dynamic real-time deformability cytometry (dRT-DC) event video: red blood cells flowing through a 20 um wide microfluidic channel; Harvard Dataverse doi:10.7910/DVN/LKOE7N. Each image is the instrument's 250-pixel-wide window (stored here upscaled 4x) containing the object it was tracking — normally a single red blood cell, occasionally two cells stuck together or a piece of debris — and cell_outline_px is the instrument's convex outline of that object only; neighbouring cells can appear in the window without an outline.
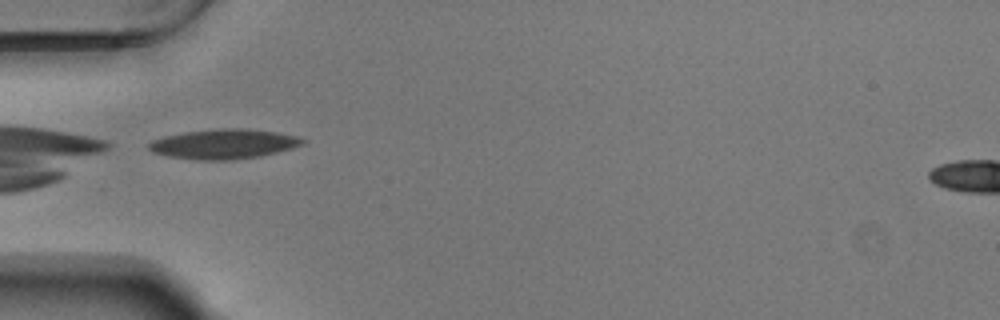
{"species": "Egyptian fruit bat (a non-hibernating species)", "species_latin": "Rousettus aegyptiacus", "temperature_condition": "warm", "stored_images_in_passage": 38, "camera_frame_rate_fps": 3000, "um_per_image_px": 0.085, "animal": {"sex": "male"}, "frame": {"image": 1, "passage_image": 1, "time_ms": 0.0, "image_size_px": [1000, 320], "cell_outline_px": [[308, 140], [304, 144], [292, 148], [260, 156], [232, 160], [196, 160], [168, 156], [152, 152], [148, 148], [148, 144], [152, 140], [164, 136], [184, 132], [220, 128], [248, 128], [276, 132], [300, 136]], "centroid_in_image_um": [19.05, 12.23], "position_along_channel_um": 65.9, "area_um2": 26.93}}
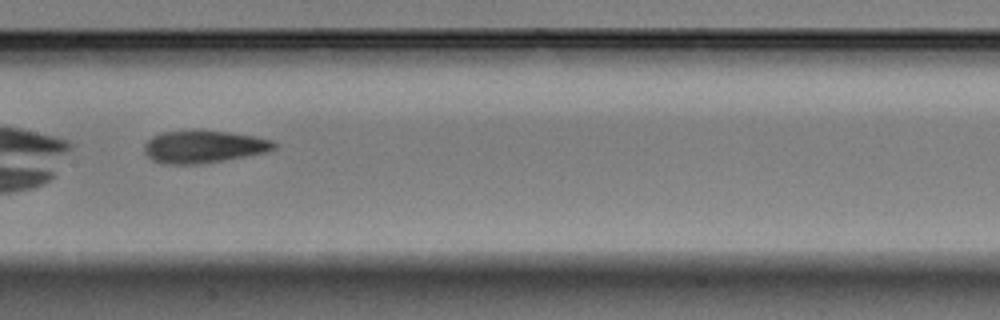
{"frame": {"image": 2, "passage_image": 11, "time_ms": 3.333, "image_size_px": [1000, 320], "cell_outline_px": [[280, 144], [276, 148], [264, 152], [224, 160], [200, 164], [164, 164], [152, 160], [144, 152], [144, 144], [152, 136], [164, 132], [192, 128], [196, 128], [228, 132], [252, 136], [272, 140]], "centroid_in_image_um": [17.28, 12.44], "position_along_channel_um": 190.1, "area_um2": 24.97}}
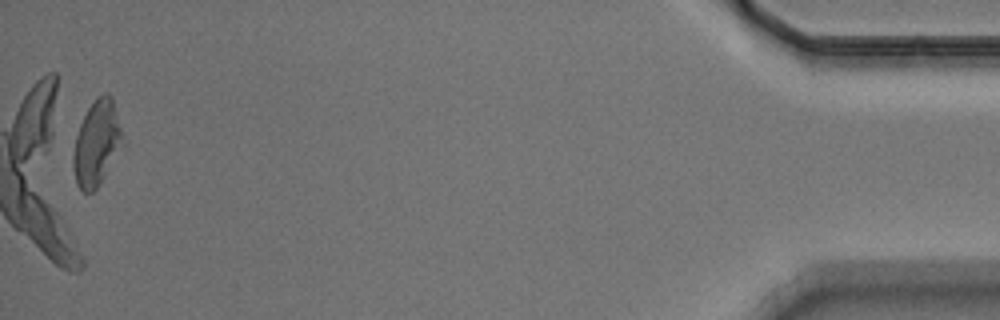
{"frame": {"image": 3, "passage_image": 37, "time_ms": 12.0, "image_size_px": [1000, 320], "cell_outline_px": [[128, 144], [96, 188], [92, 192], [84, 192], [76, 184], [72, 168], [72, 156], [76, 136], [80, 124], [88, 108], [96, 96], [104, 92], [108, 92], [112, 96]], "centroid_in_image_um": [8.3, 12.15], "position_along_channel_um": 426.9, "area_um2": 25.66}, "authors_computed_cell_mechanics": {"area_um2": 23.987, "velocity_mm_per_s": 3.728, "shape_relaxation_time_tau1_ms": 5.9387, "shape_relaxation_time_tau2_ms": 2.8309, "deformation_change_tau1": 0.1808, "deformation_change_tau2": 0.1163}}